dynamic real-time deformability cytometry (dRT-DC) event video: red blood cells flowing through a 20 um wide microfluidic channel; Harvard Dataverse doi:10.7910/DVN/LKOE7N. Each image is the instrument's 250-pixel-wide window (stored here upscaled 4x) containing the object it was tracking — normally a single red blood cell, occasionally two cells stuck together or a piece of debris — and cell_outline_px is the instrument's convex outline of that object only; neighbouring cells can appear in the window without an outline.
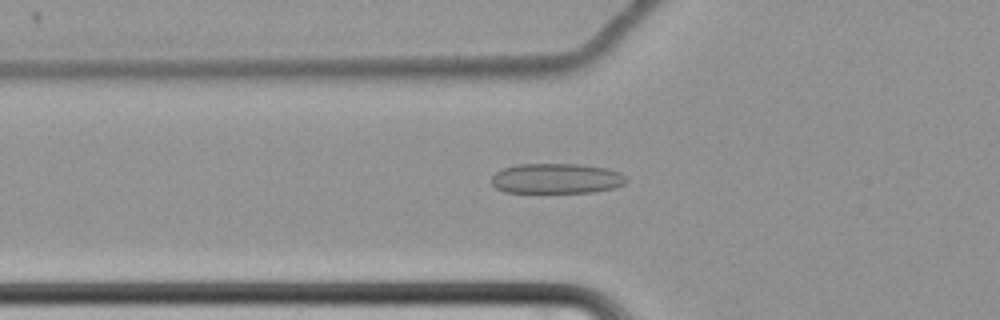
{"species": "common noctule bat (a hibernating species)", "species_latin": "Nyctalus noctula", "temperature_condition": "cold", "stored_images_in_passage": 64, "camera_frame_rate_fps": 3000, "um_per_image_px": 0.085, "animal": {"sex": "female", "body_mass_g": 22.7, "forearm_length_mm": 54.2}, "frame": {"image": 1, "passage_image": 25, "time_ms": 8.0, "image_size_px": [1000, 320], "cell_outline_px": [[628, 180], [624, 184], [616, 188], [592, 192], [504, 192], [496, 188], [492, 184], [492, 176], [496, 172], [504, 168], [520, 164], [580, 164], [608, 168], [620, 172]], "centroid_in_image_um": [47.33, 15.17], "position_along_channel_um": 78.5, "area_um2": 23.76}}
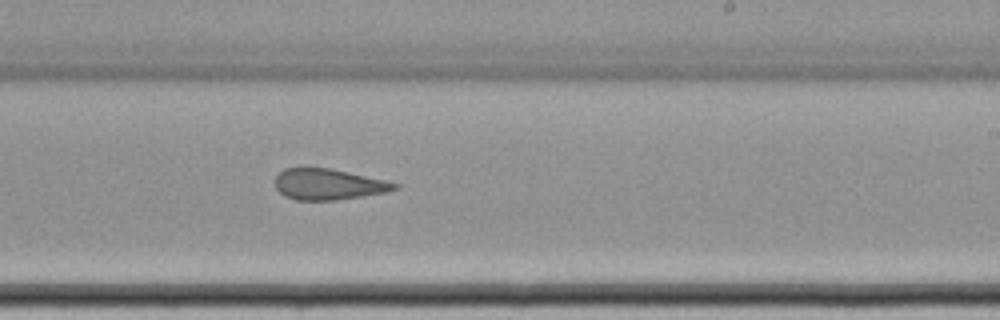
{"frame": {"image": 2, "passage_image": 41, "time_ms": 13.333, "image_size_px": [1000, 320], "cell_outline_px": [[400, 188], [388, 192], [336, 200], [296, 200], [284, 196], [276, 188], [276, 176], [284, 168], [332, 168], [384, 180], [400, 184]], "centroid_in_image_um": [27.94, 15.67], "position_along_channel_um": 261.1, "area_um2": 21.56}}
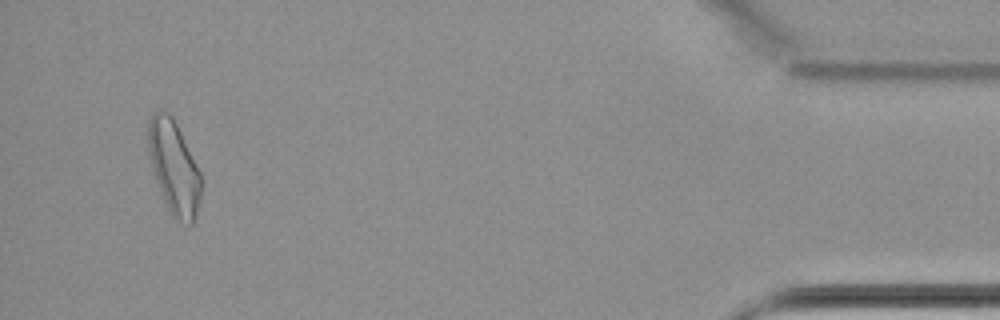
{"frame": {"image": 3, "passage_image": 61, "time_ms": 20.0, "image_size_px": [1000, 320], "cell_outline_px": [[200, 204], [196, 216], [192, 224], [188, 224], [176, 220], [168, 212], [156, 180], [152, 168], [148, 152], [148, 116], [152, 112], [160, 108], [168, 112], [172, 116], [200, 172]], "centroid_in_image_um": [14.75, 14.22], "position_along_channel_um": 420.4, "area_um2": 28.84}, "authors_computed_cell_mechanics": {"area_um2": 24.6228, "velocity_mm_per_s": 3.4425, "shape_relaxation_time_tau1_ms": null, "shape_relaxation_time_tau2_ms": 2.9945, "deformation_change_tau1": null, "deformation_change_tau2": 0.1088}}